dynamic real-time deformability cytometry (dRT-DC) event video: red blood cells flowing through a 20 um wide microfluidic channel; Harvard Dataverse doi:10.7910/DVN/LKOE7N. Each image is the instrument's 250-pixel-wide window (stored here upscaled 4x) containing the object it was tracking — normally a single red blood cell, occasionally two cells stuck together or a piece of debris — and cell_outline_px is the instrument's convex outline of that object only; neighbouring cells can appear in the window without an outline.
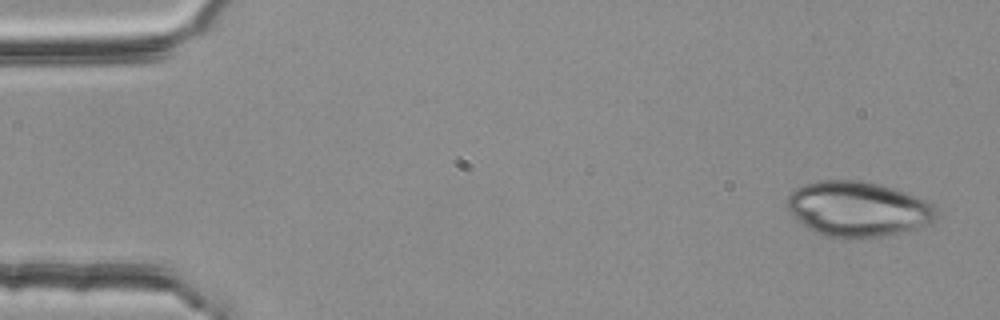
{"species": "common noctule bat (a hibernating species)", "species_latin": "Nyctalus noctula", "temperature_condition": "room temperature", "stored_images_in_passage": 4, "segment_of_instrument_passage": [2, 2], "camera_frame_rate_fps": 3000, "um_per_image_px": 0.085, "animal": {"sex": "female", "body_mass_g": 25.1}, "frame": {"image": 1, "passage_image": 4, "time_ms": 1.0, "image_size_px": [1000, 320], "cell_outline_px": [[940, 212], [936, 220], [900, 232], [880, 236], [856, 240], [840, 240], [824, 236], [812, 232], [788, 212], [784, 204], [788, 196], [796, 188], [804, 184], [820, 180], [860, 180], [880, 184], [916, 196], [936, 204], [940, 208]], "centroid_in_image_um": [72.89, 17.78], "position_along_channel_um": 12.1, "area_um2": 48.9}}